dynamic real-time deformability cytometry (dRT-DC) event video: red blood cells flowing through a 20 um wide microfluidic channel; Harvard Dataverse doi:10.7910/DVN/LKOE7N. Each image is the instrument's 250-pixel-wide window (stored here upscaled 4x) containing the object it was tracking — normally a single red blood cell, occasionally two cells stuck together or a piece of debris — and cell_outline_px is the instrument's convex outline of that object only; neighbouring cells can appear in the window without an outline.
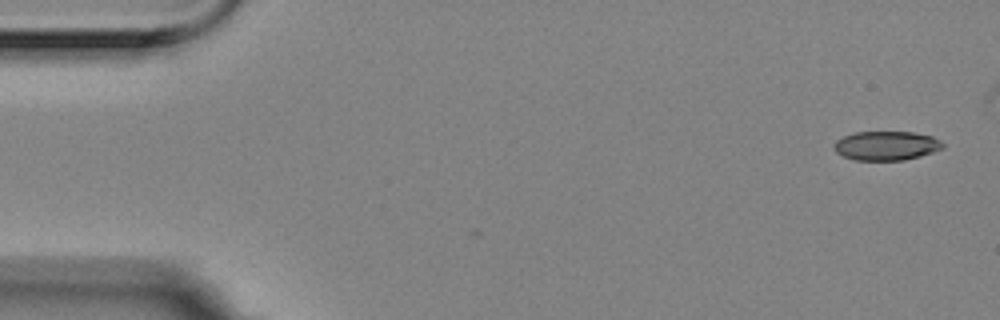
{"species": "Egyptian fruit bat (a non-hibernating species)", "species_latin": "Rousettus aegyptiacus", "temperature_condition": "room temperature", "stored_images_in_passage": 3, "camera_frame_rate_fps": 3000, "um_per_image_px": 0.085, "animal": {"sex": "female"}, "frame": {"image": 1, "passage_image": 1, "time_ms": 0.0, "image_size_px": [1000, 320], "cell_outline_px": [[944, 148], [920, 156], [904, 160], [856, 160], [844, 156], [836, 152], [832, 148], [836, 140], [844, 136], [856, 132], [912, 132], [932, 136], [940, 140], [944, 144]], "centroid_in_image_um": [75.34, 12.38], "position_along_channel_um": 9.7, "area_um2": 18.44}}